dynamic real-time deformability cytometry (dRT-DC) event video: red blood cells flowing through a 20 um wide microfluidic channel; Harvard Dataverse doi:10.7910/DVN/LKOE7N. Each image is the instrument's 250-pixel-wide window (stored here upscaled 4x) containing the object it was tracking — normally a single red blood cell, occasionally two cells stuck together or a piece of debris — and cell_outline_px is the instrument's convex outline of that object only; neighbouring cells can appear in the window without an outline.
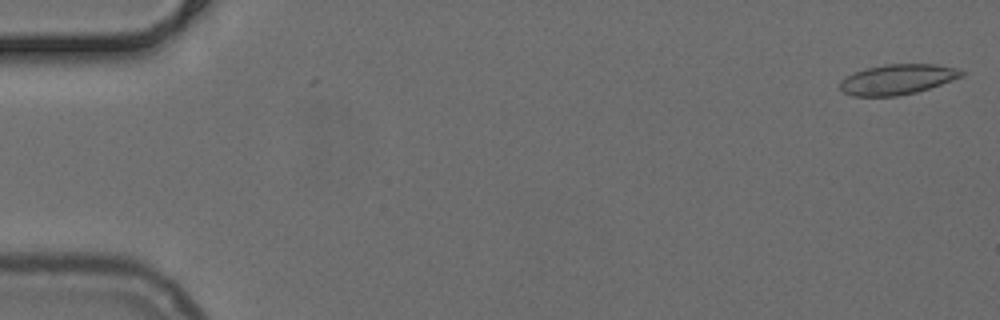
{"species": "common noctule bat (a hibernating species)", "species_latin": "Nyctalus noctula", "temperature_condition": "cold", "stored_images_in_passage": 2, "camera_frame_rate_fps": 3000, "um_per_image_px": 0.085, "animal": {"sex": "female", "body_mass_g": 24.6, "forearm_length_mm": 56.2}, "frame": {"image": 1, "passage_image": 1, "time_ms": 0.0, "image_size_px": [1000, 320], "cell_outline_px": [[964, 76], [916, 92], [896, 96], [852, 96], [844, 92], [840, 88], [840, 80], [856, 72], [868, 68], [888, 64], [936, 64], [956, 68], [964, 72]], "centroid_in_image_um": [76.29, 6.75], "position_along_channel_um": 8.7, "area_um2": 21.1}}